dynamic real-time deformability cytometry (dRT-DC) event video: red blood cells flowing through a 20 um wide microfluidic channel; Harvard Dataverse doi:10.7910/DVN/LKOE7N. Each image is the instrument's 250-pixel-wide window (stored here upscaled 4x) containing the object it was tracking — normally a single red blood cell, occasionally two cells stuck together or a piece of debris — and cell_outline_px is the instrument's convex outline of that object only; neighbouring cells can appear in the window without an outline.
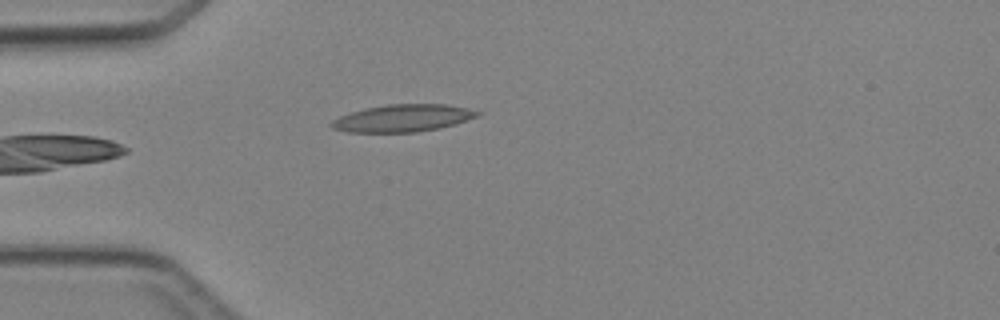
{"species": "Egyptian fruit bat (a non-hibernating species)", "species_latin": "Rousettus aegyptiacus", "temperature_condition": "cold", "stored_images_in_passage": 5, "camera_frame_rate_fps": 3000, "um_per_image_px": 0.085, "animal": {"sex": "female"}, "frame": {"image": 1, "passage_image": 5, "time_ms": 5.333, "image_size_px": [1000, 320], "cell_outline_px": [[484, 112], [476, 116], [440, 128], [416, 132], [348, 132], [332, 128], [328, 124], [332, 120], [340, 116], [364, 108], [388, 104], [444, 104], [468, 108]], "centroid_in_image_um": [34.2, 10.04], "position_along_channel_um": 50.8, "area_um2": 23.06}}